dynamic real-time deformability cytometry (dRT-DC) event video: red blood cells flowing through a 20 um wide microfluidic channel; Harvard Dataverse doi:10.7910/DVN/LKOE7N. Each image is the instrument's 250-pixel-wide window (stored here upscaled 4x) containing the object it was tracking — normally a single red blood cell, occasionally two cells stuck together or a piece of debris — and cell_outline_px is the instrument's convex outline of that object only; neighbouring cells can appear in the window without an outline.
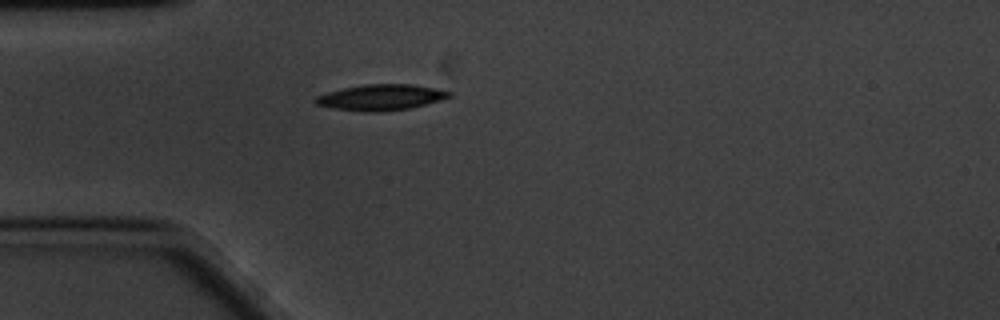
{"species": "common noctule bat (a hibernating species)", "species_latin": "Nyctalus noctula", "temperature_condition": "cold", "stored_images_in_passage": 44, "camera_frame_rate_fps": 3000, "um_per_image_px": 0.085, "animal": {"sex": "male", "body_mass_g": 20.1, "forearm_length_mm": 53.5}, "frame": {"image": 1, "passage_image": 1, "time_ms": 0.0, "image_size_px": [1000, 320], "cell_outline_px": [[452, 96], [440, 100], [408, 108], [380, 112], [364, 112], [336, 108], [316, 104], [312, 100], [316, 96], [328, 92], [344, 88], [364, 84], [412, 84], [436, 88], [452, 92]], "centroid_in_image_um": [32.38, 8.27], "position_along_channel_um": 52.6, "area_um2": 20.0}}
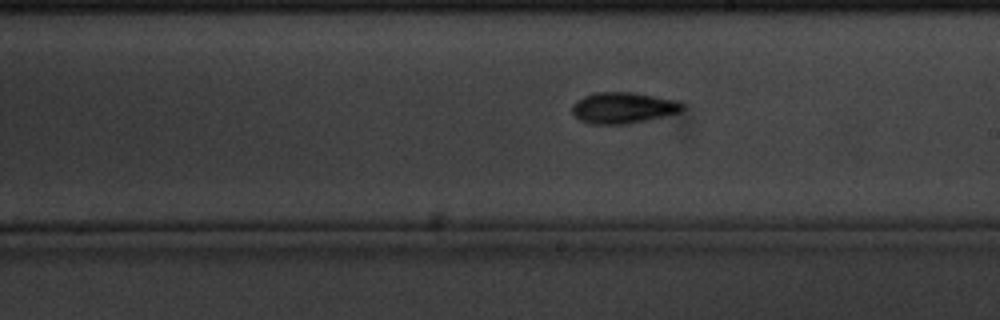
{"frame": {"image": 2, "passage_image": 18, "time_ms": 5.667, "image_size_px": [1000, 320], "cell_outline_px": [[684, 108], [680, 112], [664, 116], [628, 124], [588, 124], [580, 120], [572, 112], [572, 104], [576, 100], [584, 96], [596, 92], [636, 92], [680, 100], [684, 104]], "centroid_in_image_um": [52.99, 9.15], "position_along_channel_um": 236.0, "area_um2": 20.35}}
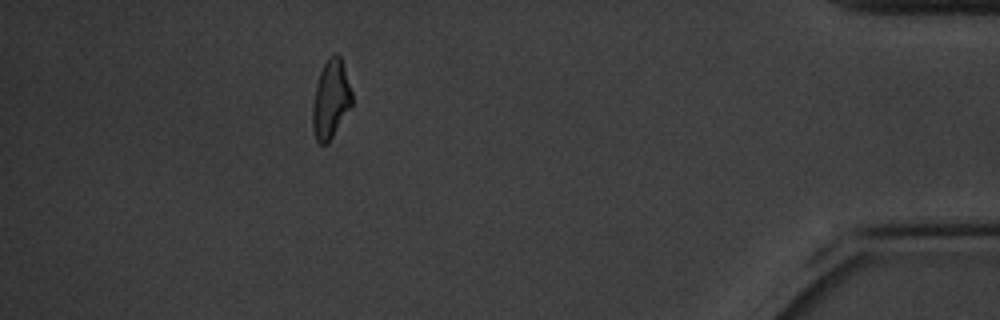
{"frame": {"image": 3, "passage_image": 38, "time_ms": 12.333, "image_size_px": [1000, 320], "cell_outline_px": [[352, 104], [328, 144], [320, 144], [316, 140], [312, 128], [312, 108], [316, 84], [320, 72], [328, 56], [332, 52], [336, 52], [340, 56], [344, 64], [352, 92]], "centroid_in_image_um": [28.11, 8.41], "position_along_channel_um": 407.1, "area_um2": 18.21}, "authors_computed_cell_mechanics": {"area_um2": 18.7561, "velocity_mm_per_s": 3.3513, "shape_relaxation_time_tau1_ms": 2.9967, "shape_relaxation_time_tau2_ms": 3.8581, "deformation_change_tau1": 0.1275, "deformation_change_tau2": 0.1096}}